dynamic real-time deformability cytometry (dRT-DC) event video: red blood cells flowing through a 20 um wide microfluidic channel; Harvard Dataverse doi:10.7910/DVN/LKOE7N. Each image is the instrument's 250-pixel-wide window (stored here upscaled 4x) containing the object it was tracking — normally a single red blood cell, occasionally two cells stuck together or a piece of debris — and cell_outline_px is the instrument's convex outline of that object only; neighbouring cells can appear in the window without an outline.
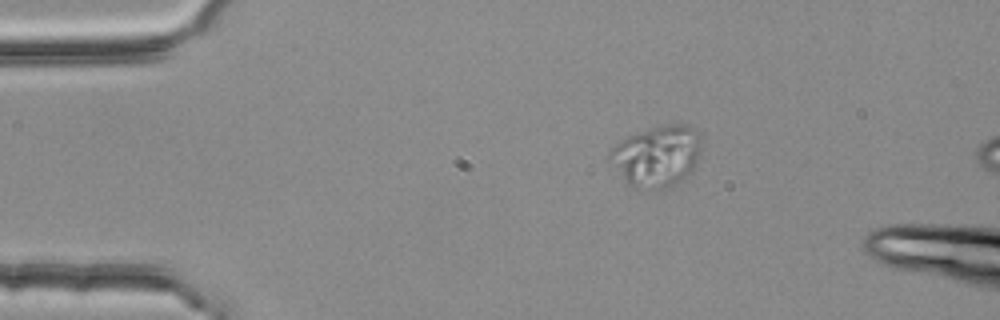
{"species": "common noctule bat (a hibernating species)", "species_latin": "Nyctalus noctula", "temperature_condition": "room temperature", "stored_images_in_passage": 4, "camera_frame_rate_fps": 3000, "um_per_image_px": 0.085, "animal": {"sex": "female", "body_mass_g": 25.1}, "frame": {"image": 1, "passage_image": 2, "time_ms": 0.333, "image_size_px": [1000, 320], "cell_outline_px": [[700, 152], [696, 164], [692, 172], [680, 184], [672, 188], [660, 192], [644, 192], [632, 188], [628, 184], [608, 156], [608, 152], [620, 140], [628, 136], [660, 124], [688, 124], [700, 132]], "centroid_in_image_um": [55.88, 13.32], "position_along_channel_um": 29.1, "area_um2": 33.81}}